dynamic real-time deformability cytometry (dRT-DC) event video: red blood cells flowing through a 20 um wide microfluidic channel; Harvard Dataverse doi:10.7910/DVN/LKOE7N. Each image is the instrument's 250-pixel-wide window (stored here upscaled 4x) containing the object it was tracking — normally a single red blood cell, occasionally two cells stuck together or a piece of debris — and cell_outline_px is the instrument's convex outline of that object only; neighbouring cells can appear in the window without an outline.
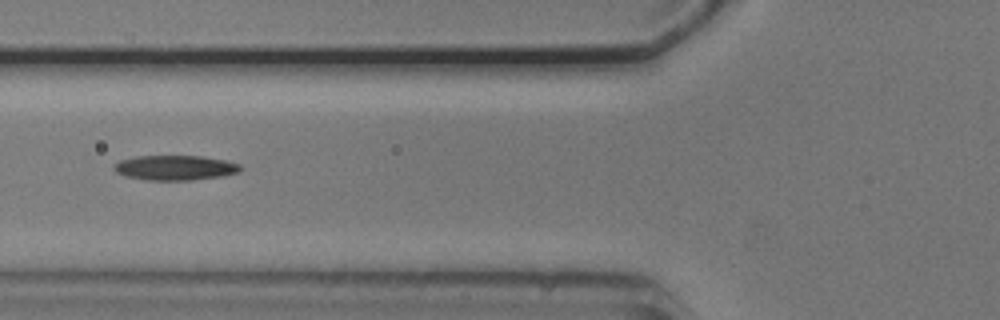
{"species": "common noctule bat (a hibernating species)", "species_latin": "Nyctalus noctula", "temperature_condition": "cold", "stored_images_in_passage": 38, "camera_frame_rate_fps": 3000, "um_per_image_px": 0.085, "animal": {"sex": "male", "body_mass_g": 20.5, "forearm_length_mm": 52.5}, "frame": {"image": 1, "passage_image": 6, "time_ms": 1.667, "image_size_px": [1000, 320], "cell_outline_px": [[244, 168], [240, 172], [224, 176], [192, 180], [144, 180], [124, 176], [116, 172], [112, 168], [112, 164], [120, 160], [136, 156], [200, 156], [224, 160], [240, 164]], "centroid_in_image_um": [14.87, 14.26], "position_along_channel_um": 110.9, "area_um2": 18.61}, "authors_computed_cell_mechanics": {"area_um2": 17.629, "velocity_mm_per_s": 3.7634, "shape_relaxation_time_tau1_ms": 3.9529, "shape_relaxation_time_tau2_ms": 7.6249, "deformation_change_tau1": 0.1169, "deformation_change_tau2": 0.1958}}